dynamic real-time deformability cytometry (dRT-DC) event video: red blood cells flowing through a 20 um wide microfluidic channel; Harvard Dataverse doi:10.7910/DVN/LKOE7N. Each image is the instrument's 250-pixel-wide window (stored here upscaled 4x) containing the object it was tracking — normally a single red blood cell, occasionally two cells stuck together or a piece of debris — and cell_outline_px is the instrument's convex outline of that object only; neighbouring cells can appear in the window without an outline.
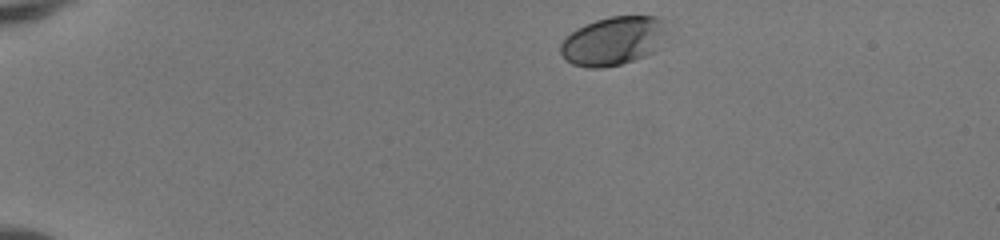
{"species": "human", "species_latin": "Homo sapiens", "temperature_condition": "room temperature", "stored_images_in_passage": 42, "camera_frame_rate_fps": 3000, "um_per_image_px": 0.085, "donor": {"sex": "female"}, "frame": {"image": 1, "passage_image": 1, "time_ms": 0.0, "image_size_px": [1000, 240], "cell_outline_px": [[664, 32], [652, 52], [644, 56], [620, 64], [600, 68], [588, 68], [572, 64], [564, 60], [560, 52], [560, 44], [576, 28], [584, 24], [608, 16], [656, 16], [664, 20]], "centroid_in_image_um": [52.04, 3.47], "position_along_channel_um": 33.0, "area_um2": 29.71}}
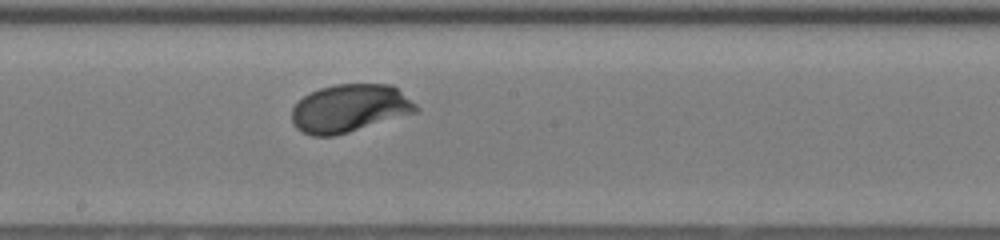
{"frame": {"image": 2, "passage_image": 21, "time_ms": 6.667, "image_size_px": [1000, 240], "cell_outline_px": [[420, 108], [416, 112], [336, 136], [312, 136], [296, 128], [292, 124], [292, 108], [304, 96], [320, 88], [336, 84], [392, 84], [416, 104]], "centroid_in_image_um": [29.71, 9.21], "position_along_channel_um": 218.5, "area_um2": 34.56}}
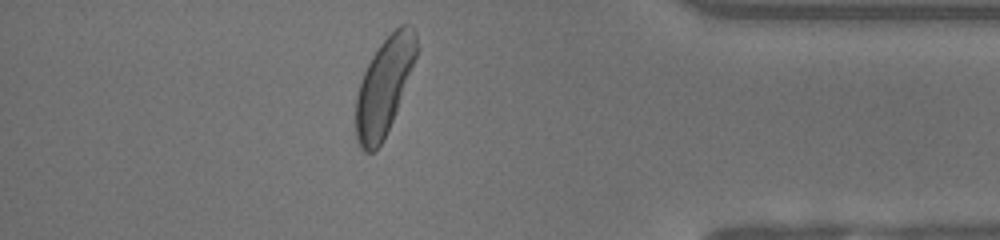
{"frame": {"image": 3, "passage_image": 36, "time_ms": 11.667, "image_size_px": [1000, 240], "cell_outline_px": [[420, 48], [396, 112], [380, 144], [372, 152], [364, 152], [360, 148], [356, 136], [356, 96], [364, 72], [372, 56], [380, 44], [400, 24], [408, 24], [416, 32]], "centroid_in_image_um": [32.68, 7.29], "position_along_channel_um": 402.5, "area_um2": 33.93}, "authors_computed_cell_mechanics": {"area_um2": 33.3795, "velocity_mm_per_s": 4.1402, "shape_relaxation_time_tau1_ms": 1.6991, "shape_relaxation_time_tau2_ms": null, "deformation_change_tau1": 0.1358, "deformation_change_tau2": null}}